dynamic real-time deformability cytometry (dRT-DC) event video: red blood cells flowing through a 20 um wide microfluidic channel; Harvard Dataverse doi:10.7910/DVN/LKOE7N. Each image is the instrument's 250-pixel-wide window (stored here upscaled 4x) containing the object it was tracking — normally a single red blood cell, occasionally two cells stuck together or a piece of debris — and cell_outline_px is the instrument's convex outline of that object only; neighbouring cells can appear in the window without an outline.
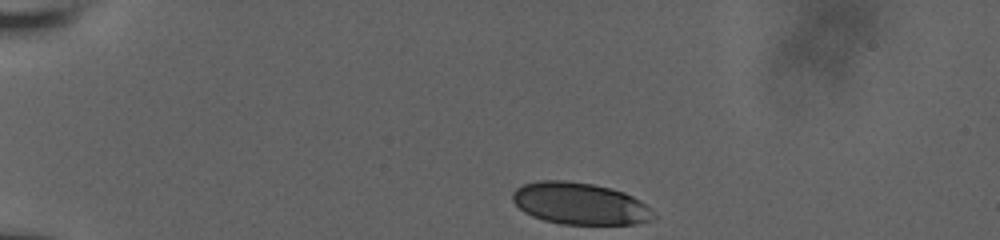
{"species": "human", "species_latin": "Homo sapiens", "temperature_condition": "room temperature", "stored_images_in_passage": 37, "camera_frame_rate_fps": 3000, "um_per_image_px": 0.085, "donor": {"sex": "male"}, "frame": {"image": 1, "passage_image": 1, "time_ms": 0.0, "image_size_px": [1000, 240], "cell_outline_px": [[656, 216], [652, 220], [636, 224], [560, 224], [544, 220], [532, 216], [524, 212], [512, 200], [512, 192], [516, 188], [524, 184], [540, 180], [564, 180], [592, 184], [624, 192], [640, 200], [652, 208]], "centroid_in_image_um": [49.31, 17.31], "position_along_channel_um": 35.7, "area_um2": 34.51}}
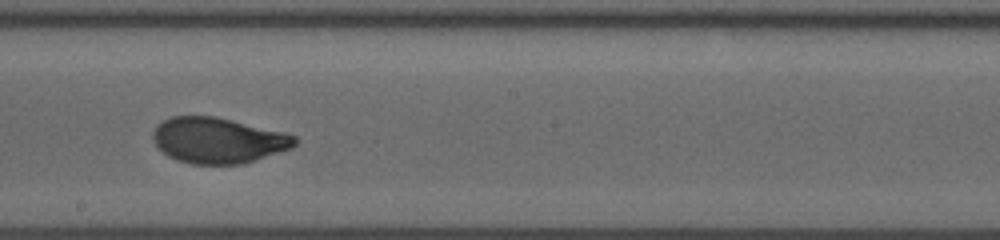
{"frame": {"image": 2, "passage_image": 22, "time_ms": 7.0, "image_size_px": [1000, 240], "cell_outline_px": [[296, 144], [292, 148], [244, 164], [192, 164], [176, 160], [168, 156], [152, 140], [152, 132], [156, 124], [172, 116], [212, 116], [284, 132], [296, 136]], "centroid_in_image_um": [18.52, 11.94], "position_along_channel_um": 229.7, "area_um2": 37.69}}
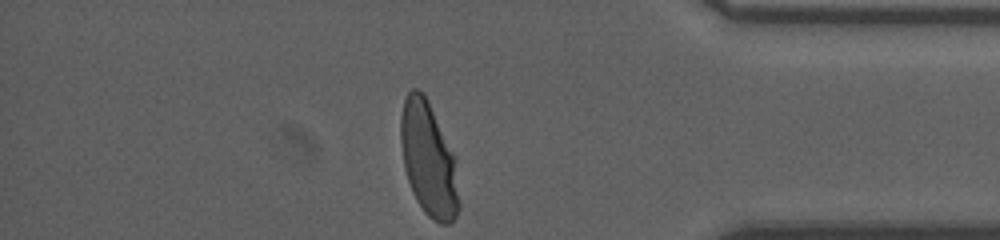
{"frame": {"image": 3, "passage_image": 37, "time_ms": 12.0, "image_size_px": [1000, 240], "cell_outline_px": [[460, 208], [456, 216], [448, 224], [440, 224], [432, 220], [424, 212], [416, 200], [412, 192], [404, 168], [400, 140], [400, 116], [404, 100], [408, 92], [412, 88], [416, 88], [424, 92], [456, 156], [460, 204]], "centroid_in_image_um": [36.44, 13.54], "position_along_channel_um": 398.8, "area_um2": 39.42}, "authors_computed_cell_mechanics": {"area_um2": 37.859, "velocity_mm_per_s": 3.8153, "shape_relaxation_time_tau1_ms": 5.0571, "shape_relaxation_time_tau2_ms": null, "deformation_change_tau1": 0.1832, "deformation_change_tau2": null}}